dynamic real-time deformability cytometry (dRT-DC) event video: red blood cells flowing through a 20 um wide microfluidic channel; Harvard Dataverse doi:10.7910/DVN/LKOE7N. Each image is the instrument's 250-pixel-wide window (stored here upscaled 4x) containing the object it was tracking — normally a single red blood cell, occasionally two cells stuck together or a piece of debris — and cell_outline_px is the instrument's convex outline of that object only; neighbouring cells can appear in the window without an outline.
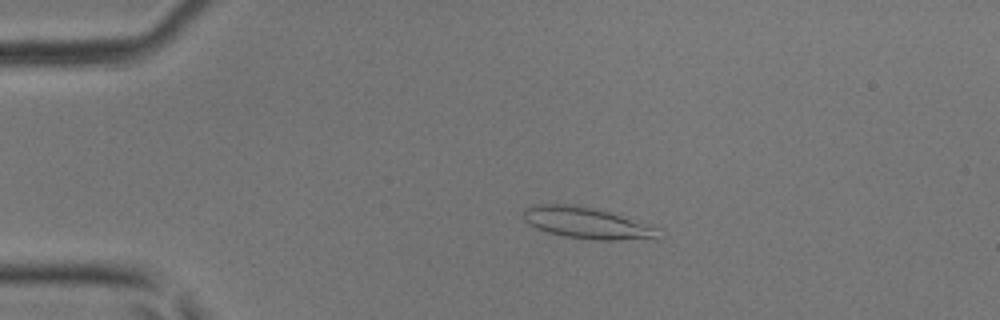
{"species": "common noctule bat (a hibernating species)", "species_latin": "Nyctalus noctula", "temperature_condition": "room temperature", "stored_images_in_passage": 40, "camera_frame_rate_fps": 3000, "um_per_image_px": 0.085, "animal": {"sex": "male", "body_mass_g": 17.9, "forearm_length_mm": 54.2}, "frame": {"image": 1, "passage_image": 10, "time_ms": 3.0, "image_size_px": [1000, 320], "cell_outline_px": [[664, 236], [660, 240], [596, 240], [564, 236], [548, 232], [536, 228], [528, 224], [524, 220], [524, 208], [532, 204], [572, 204], [592, 208], [608, 212], [656, 228]], "centroid_in_image_um": [49.9, 18.98], "position_along_channel_um": 35.1, "area_um2": 24.74}}
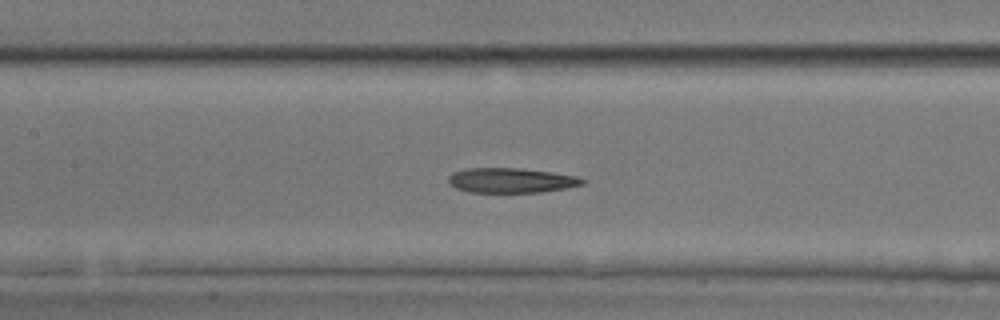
{"frame": {"image": 2, "passage_image": 22, "time_ms": 7.0, "image_size_px": [1000, 320], "cell_outline_px": [[584, 184], [568, 188], [540, 192], [468, 192], [456, 188], [448, 184], [448, 176], [452, 172], [464, 168], [520, 168], [552, 172], [576, 176], [584, 180]], "centroid_in_image_um": [43.4, 15.33], "position_along_channel_um": 164.0, "area_um2": 19.54}}
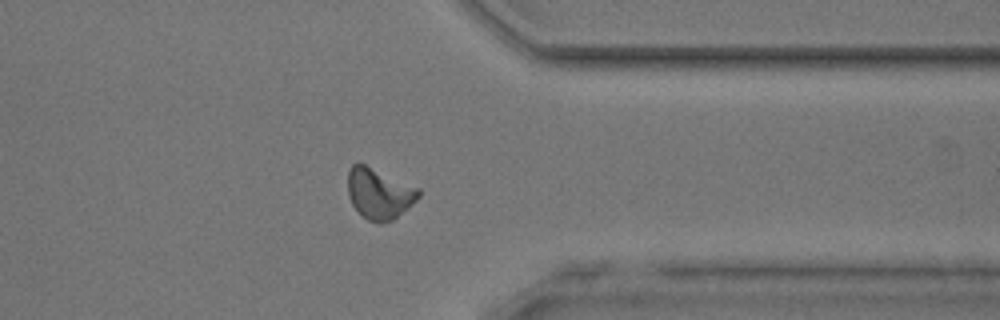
{"frame": {"image": 3, "passage_image": 37, "time_ms": 12.0, "image_size_px": [1000, 320], "cell_outline_px": [[420, 196], [408, 208], [392, 220], [384, 224], [380, 224], [368, 220], [352, 204], [348, 196], [348, 172], [352, 164], [364, 164], [420, 188]], "centroid_in_image_um": [32.24, 16.46], "position_along_channel_um": 379.2, "area_um2": 20.81}}